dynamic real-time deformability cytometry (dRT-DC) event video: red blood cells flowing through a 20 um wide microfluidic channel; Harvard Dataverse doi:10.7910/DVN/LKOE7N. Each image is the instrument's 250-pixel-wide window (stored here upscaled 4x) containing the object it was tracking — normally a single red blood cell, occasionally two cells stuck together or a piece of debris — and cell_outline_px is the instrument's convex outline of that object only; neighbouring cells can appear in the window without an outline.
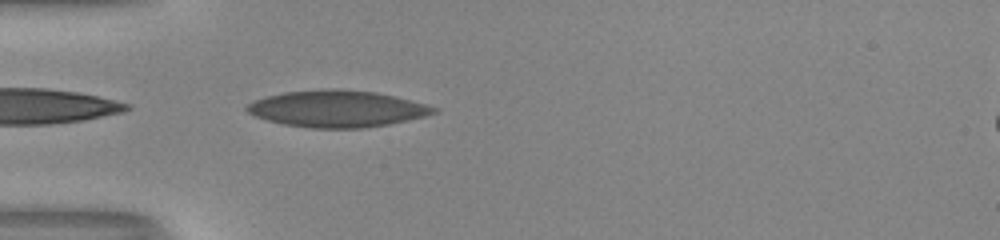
{"species": "human", "species_latin": "Homo sapiens", "temperature_condition": "room temperature", "stored_images_in_passage": 36, "camera_frame_rate_fps": 3000, "um_per_image_px": 0.085, "donor": {"sex": "male"}, "frame": {"image": 1, "passage_image": 1, "time_ms": 0.0, "image_size_px": [1000, 240], "cell_outline_px": [[436, 112], [424, 116], [388, 124], [360, 128], [312, 128], [284, 124], [268, 120], [256, 116], [248, 112], [244, 108], [252, 100], [284, 92], [332, 88], [376, 92], [424, 104], [436, 108]], "centroid_in_image_um": [28.59, 9.24], "position_along_channel_um": 56.4, "area_um2": 39.36}}
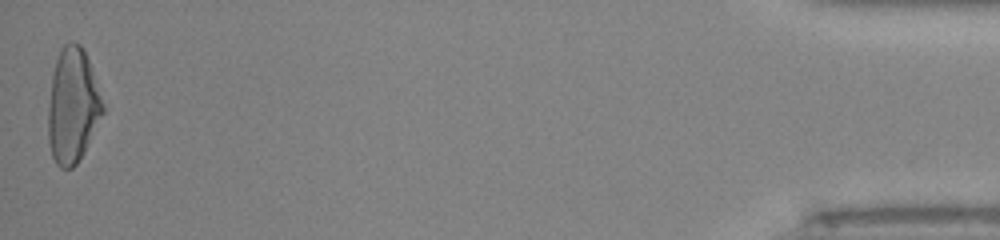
{"frame": {"image": 2, "passage_image": 36, "time_ms": 11.667, "image_size_px": [1000, 240], "cell_outline_px": [[104, 112], [84, 152], [76, 164], [72, 168], [60, 168], [56, 164], [52, 156], [48, 140], [48, 104], [52, 76], [56, 60], [60, 48], [68, 40], [72, 40], [80, 44], [84, 48], [104, 104]], "centroid_in_image_um": [6.17, 8.97], "position_along_channel_um": 429.0, "area_um2": 36.7}, "authors_computed_cell_mechanics": {"area_um2": 37.0498, "velocity_mm_per_s": 4.0735, "shape_relaxation_time_tau1_ms": 7.9886, "shape_relaxation_time_tau2_ms": 0.858, "deformation_change_tau1": 0.2566, "deformation_change_tau2": 0.0865}}